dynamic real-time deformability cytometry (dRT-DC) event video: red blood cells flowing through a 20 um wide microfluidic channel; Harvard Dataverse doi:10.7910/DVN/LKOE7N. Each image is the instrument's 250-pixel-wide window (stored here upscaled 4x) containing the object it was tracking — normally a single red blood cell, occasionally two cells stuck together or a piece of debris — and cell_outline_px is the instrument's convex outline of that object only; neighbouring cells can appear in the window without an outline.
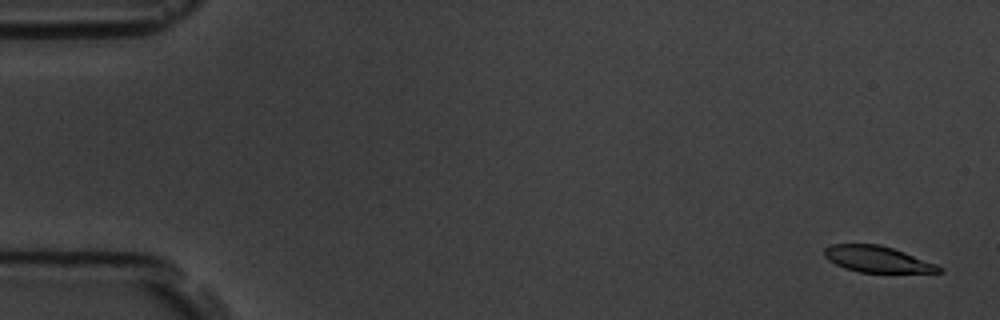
{"species": "common noctule bat (a hibernating species)", "species_latin": "Nyctalus noctula", "temperature_condition": "room temperature", "stored_images_in_passage": 9, "camera_frame_rate_fps": 3000, "um_per_image_px": 0.085, "animal": {"sex": "male", "body_mass_g": 19.5, "forearm_length_mm": 54.6}, "frame": {"image": 1, "passage_image": 1, "time_ms": 0.0, "image_size_px": [1000, 320], "cell_outline_px": [[944, 272], [860, 272], [844, 268], [828, 260], [824, 256], [824, 248], [832, 244], [880, 244], [904, 252], [936, 264], [944, 268]], "centroid_in_image_um": [74.55, 22.03], "position_along_channel_um": 10.4, "area_um2": 17.4}}
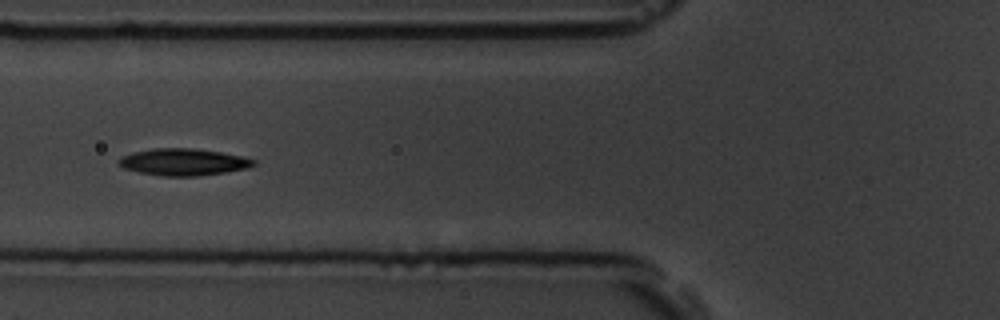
{"frame": {"image": 2, "passage_image": 6, "time_ms": 6.333, "image_size_px": [1000, 320], "cell_outline_px": [[256, 164], [248, 168], [224, 172], [196, 176], [164, 176], [140, 172], [124, 168], [116, 164], [116, 160], [120, 156], [132, 152], [152, 148], [192, 148], [220, 152], [244, 156], [256, 160]], "centroid_in_image_um": [15.55, 13.76], "position_along_channel_um": 110.2, "area_um2": 21.27}}
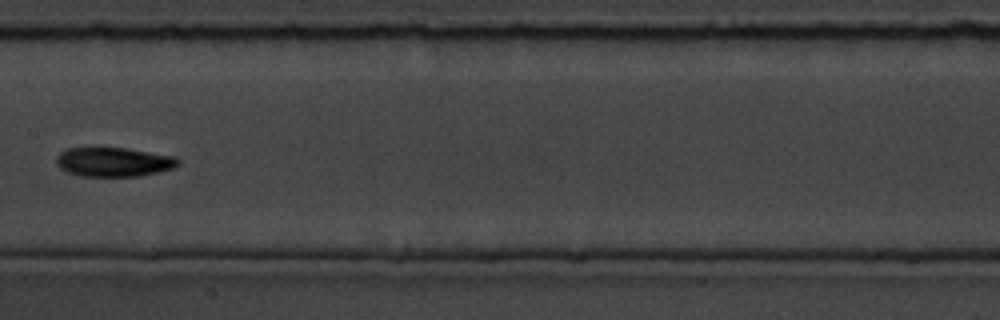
{"frame": {"image": 3, "passage_image": 8, "time_ms": 8.667, "image_size_px": [1000, 320], "cell_outline_px": [[180, 164], [172, 168], [140, 176], [80, 176], [68, 172], [60, 168], [56, 164], [56, 156], [60, 152], [68, 148], [128, 148], [176, 156], [180, 160]], "centroid_in_image_um": [9.67, 13.76], "position_along_channel_um": 197.7, "area_um2": 20.81}}